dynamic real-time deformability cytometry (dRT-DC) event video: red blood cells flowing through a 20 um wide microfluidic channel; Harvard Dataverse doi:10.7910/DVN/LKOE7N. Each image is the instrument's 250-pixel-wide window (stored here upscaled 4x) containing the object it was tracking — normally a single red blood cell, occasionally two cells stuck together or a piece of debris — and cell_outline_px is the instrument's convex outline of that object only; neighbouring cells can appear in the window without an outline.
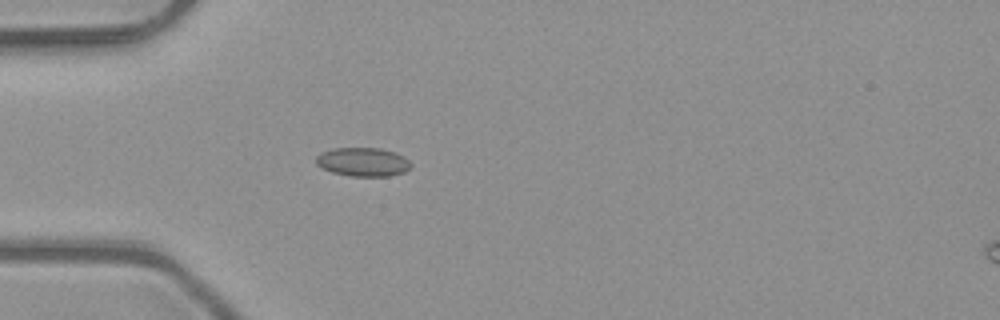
{"species": "common noctule bat (a hibernating species)", "species_latin": "Nyctalus noctula", "temperature_condition": "room temperature", "stored_images_in_passage": 2, "camera_frame_rate_fps": 3000, "um_per_image_px": 0.085, "animal": {"sex": "male", "body_mass_g": 23.1, "forearm_length_mm": 52.7}, "frame": {"image": 1, "passage_image": 2, "time_ms": 0.333, "image_size_px": [1000, 320], "cell_outline_px": [[412, 164], [404, 172], [388, 176], [352, 176], [332, 172], [316, 164], [316, 156], [320, 152], [332, 148], [380, 148], [396, 152], [404, 156]], "centroid_in_image_um": [30.84, 13.75], "position_along_channel_um": 54.2, "area_um2": 15.9}}